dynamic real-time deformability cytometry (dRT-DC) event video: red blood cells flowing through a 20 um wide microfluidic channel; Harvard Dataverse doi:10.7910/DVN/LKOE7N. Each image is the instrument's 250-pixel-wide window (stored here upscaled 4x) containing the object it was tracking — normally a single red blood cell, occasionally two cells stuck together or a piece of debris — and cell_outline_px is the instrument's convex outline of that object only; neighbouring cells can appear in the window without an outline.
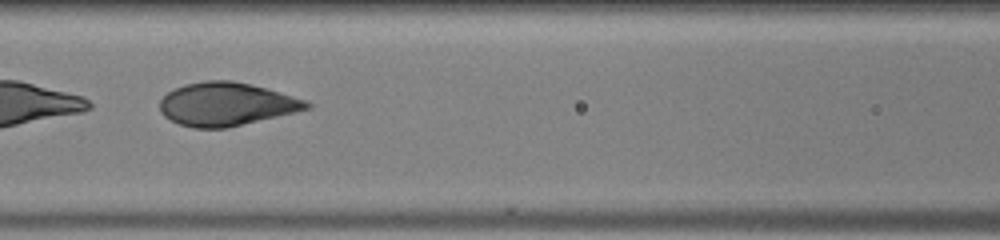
{"species": "human", "species_latin": "Homo sapiens", "temperature_condition": "warm", "stored_images_in_passage": 43, "camera_frame_rate_fps": 3000, "um_per_image_px": 0.085, "donor": {"sex": "male"}, "frame": {"image": 1, "passage_image": 20, "time_ms": 6.333, "image_size_px": [1000, 240], "cell_outline_px": [[312, 108], [224, 128], [192, 128], [180, 124], [164, 116], [160, 112], [160, 100], [168, 92], [184, 84], [204, 80], [232, 80], [252, 84], [308, 100], [312, 104]], "centroid_in_image_um": [19.24, 8.84], "position_along_channel_um": 147.4, "area_um2": 36.93}}
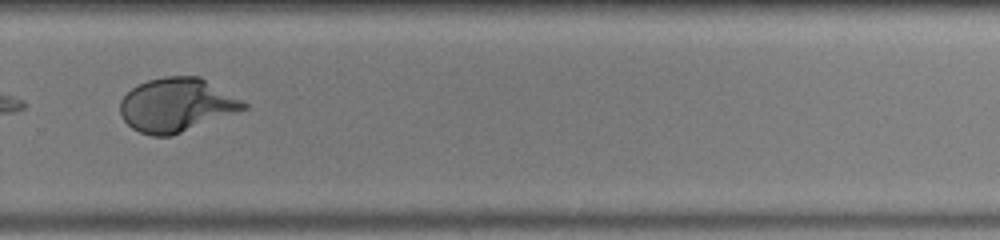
{"frame": {"image": 2, "passage_image": 31, "time_ms": 10.0, "image_size_px": [1000, 240], "cell_outline_px": [[248, 108], [172, 136], [152, 136], [140, 132], [132, 128], [124, 120], [120, 112], [120, 100], [132, 88], [148, 80], [164, 76], [200, 76], [248, 104]], "centroid_in_image_um": [15.0, 8.93], "position_along_channel_um": 314.8, "area_um2": 38.44}}